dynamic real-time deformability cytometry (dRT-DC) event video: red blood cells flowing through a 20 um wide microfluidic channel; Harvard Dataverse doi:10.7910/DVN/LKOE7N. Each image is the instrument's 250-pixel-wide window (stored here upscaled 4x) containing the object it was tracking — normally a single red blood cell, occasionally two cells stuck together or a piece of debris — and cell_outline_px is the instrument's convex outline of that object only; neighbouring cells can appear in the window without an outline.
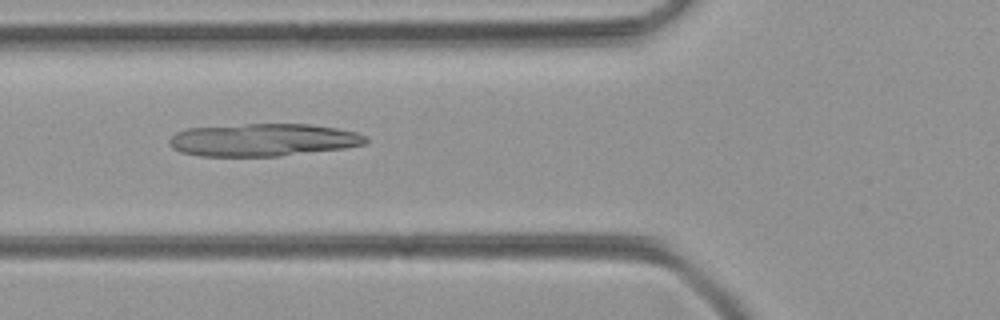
{"species": "common noctule bat (a hibernating species)", "species_latin": "Nyctalus noctula", "temperature_condition": "room temperature", "stored_images_in_passage": 36, "camera_frame_rate_fps": 3000, "um_per_image_px": 0.085, "animal": {"sex": "female", "body_mass_g": 21.9}, "frame": {"image": 1, "passage_image": 8, "time_ms": 2.333, "image_size_px": [1000, 320], "cell_outline_px": [[368, 140], [364, 144], [344, 148], [280, 156], [200, 156], [180, 152], [172, 148], [168, 144], [168, 140], [176, 132], [188, 128], [244, 124], [312, 124], [336, 128], [356, 132], [364, 136]], "centroid_in_image_um": [22.32, 11.89], "position_along_channel_um": 103.5, "area_um2": 37.4}}
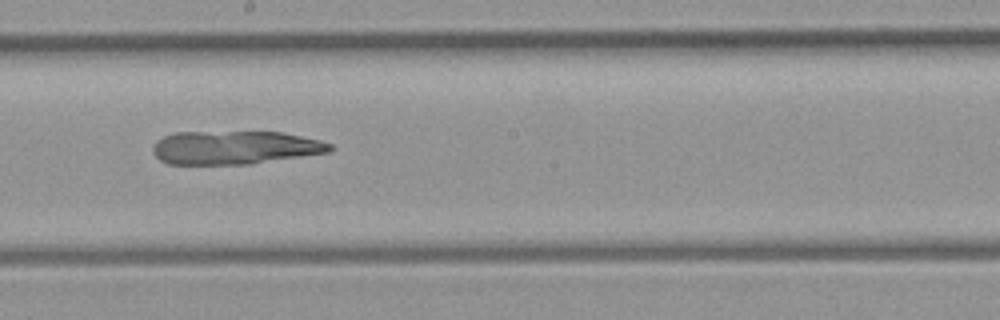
{"frame": {"image": 2, "passage_image": 17, "time_ms": 5.333, "image_size_px": [1000, 320], "cell_outline_px": [[332, 148], [328, 152], [252, 164], [168, 164], [160, 160], [152, 152], [152, 148], [156, 140], [172, 132], [280, 132], [320, 140], [332, 144]], "centroid_in_image_um": [19.91, 12.54], "position_along_channel_um": 228.3, "area_um2": 34.51}}
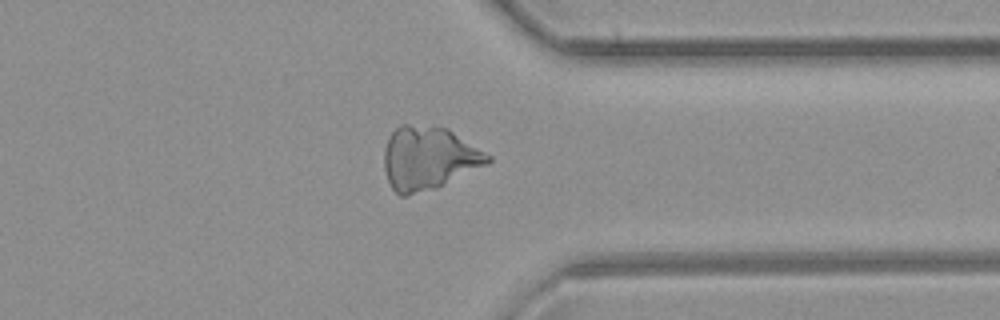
{"frame": {"image": 3, "passage_image": 28, "time_ms": 9.0, "image_size_px": [1000, 320], "cell_outline_px": [[492, 160], [488, 164], [436, 188], [408, 196], [400, 196], [392, 188], [388, 180], [384, 168], [384, 148], [388, 136], [400, 124], [408, 124], [448, 128], [492, 156]], "centroid_in_image_um": [36.42, 13.44], "position_along_channel_um": 375.0, "area_um2": 38.32}}